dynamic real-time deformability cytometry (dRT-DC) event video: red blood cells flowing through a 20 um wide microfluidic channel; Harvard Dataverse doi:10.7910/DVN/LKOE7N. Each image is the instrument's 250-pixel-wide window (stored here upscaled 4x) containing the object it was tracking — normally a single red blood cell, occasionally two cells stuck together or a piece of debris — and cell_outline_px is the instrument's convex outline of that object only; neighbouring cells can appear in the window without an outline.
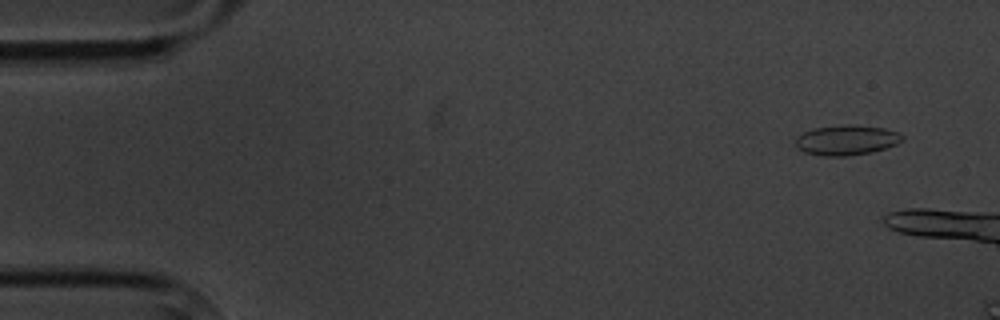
{"species": "common noctule bat (a hibernating species)", "species_latin": "Nyctalus noctula", "temperature_condition": "cold", "stored_images_in_passage": 5, "camera_frame_rate_fps": 3000, "um_per_image_px": 0.085, "animal": {"sex": "male", "body_mass_g": 20.1, "forearm_length_mm": 53.5}, "frame": {"image": 1, "passage_image": 2, "time_ms": 1.0, "image_size_px": [1000, 320], "cell_outline_px": [[904, 140], [896, 144], [872, 152], [848, 156], [820, 156], [804, 152], [796, 148], [796, 136], [812, 128], [848, 124], [852, 124], [884, 128], [900, 132], [904, 136]], "centroid_in_image_um": [71.95, 11.9], "position_along_channel_um": 13.0, "area_um2": 18.96}}